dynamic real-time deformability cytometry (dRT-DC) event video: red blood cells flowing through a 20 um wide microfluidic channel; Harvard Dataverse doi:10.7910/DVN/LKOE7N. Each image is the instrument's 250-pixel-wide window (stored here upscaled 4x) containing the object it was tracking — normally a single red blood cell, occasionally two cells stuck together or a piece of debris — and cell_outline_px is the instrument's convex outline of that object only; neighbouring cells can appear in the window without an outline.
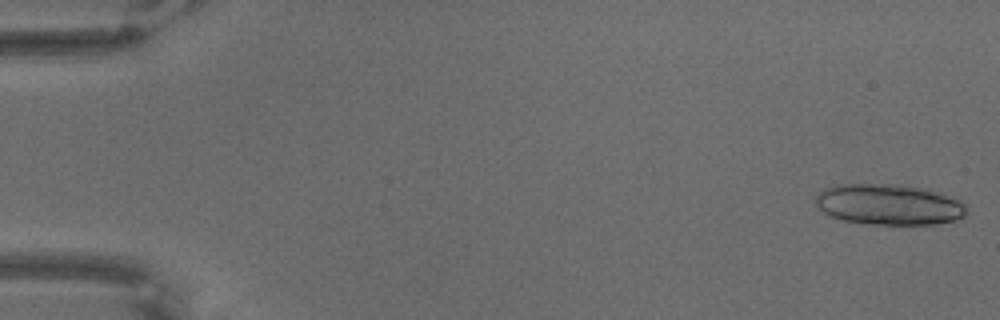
{"species": "common noctule bat (a hibernating species)", "species_latin": "Nyctalus noctula", "temperature_condition": "warm", "stored_images_in_passage": 20, "camera_frame_rate_fps": 3000, "um_per_image_px": 0.085, "animal": {"sex": "male", "body_mass_g": 18.8}, "frame": {"image": 1, "passage_image": 1, "time_ms": 0.0, "image_size_px": [1000, 320], "cell_outline_px": [[968, 212], [964, 216], [956, 220], [936, 224], [868, 224], [840, 220], [828, 216], [816, 204], [816, 196], [824, 188], [836, 184], [884, 184], [920, 188], [952, 196], [960, 200], [964, 204]], "centroid_in_image_um": [75.54, 17.4], "position_along_channel_um": 9.5, "area_um2": 35.84}}